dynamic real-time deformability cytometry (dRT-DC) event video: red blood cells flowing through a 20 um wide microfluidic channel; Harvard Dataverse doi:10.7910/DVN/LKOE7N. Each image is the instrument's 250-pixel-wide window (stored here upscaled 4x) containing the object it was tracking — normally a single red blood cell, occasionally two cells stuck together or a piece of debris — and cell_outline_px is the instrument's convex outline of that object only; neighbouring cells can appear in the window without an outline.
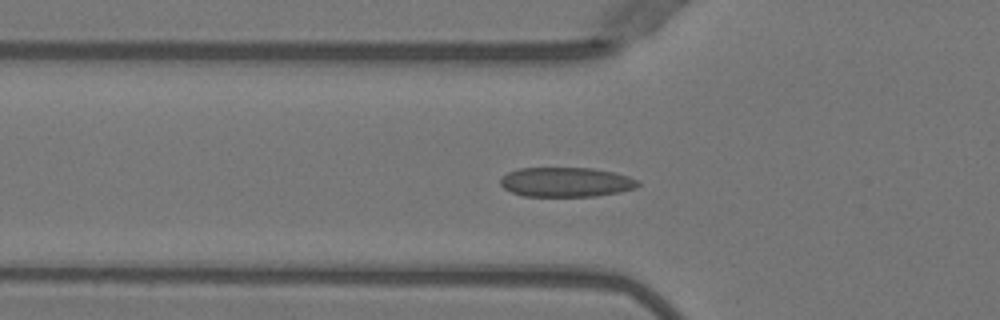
{"species": "Egyptian fruit bat (a non-hibernating species)", "species_latin": "Rousettus aegyptiacus", "temperature_condition": "warm", "stored_images_in_passage": 52, "segment_of_instrument_passage": [1, 2], "camera_frame_rate_fps": 3000, "um_per_image_px": 0.085, "animal": {"sex": "female"}, "frame": {"image": 1, "passage_image": 18, "time_ms": 5.667, "image_size_px": [1000, 320], "cell_outline_px": [[640, 184], [636, 188], [620, 192], [596, 196], [524, 196], [512, 192], [504, 188], [500, 184], [500, 180], [508, 172], [516, 168], [592, 168], [616, 172], [640, 180]], "centroid_in_image_um": [48.15, 15.47], "position_along_channel_um": 77.6, "area_um2": 23.87}}
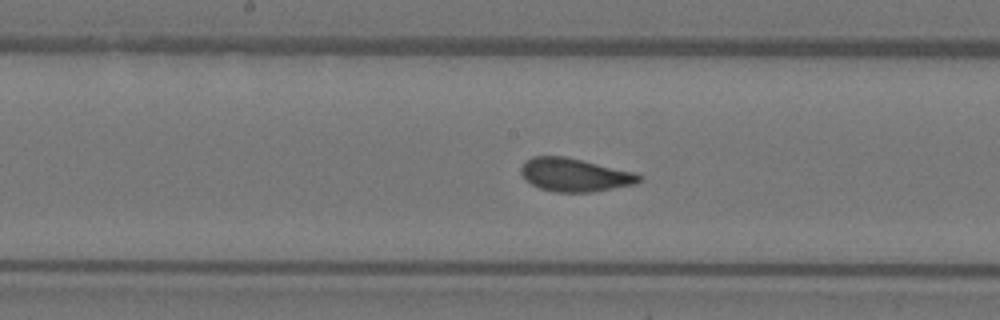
{"frame": {"image": 2, "passage_image": 27, "time_ms": 8.667, "image_size_px": [1000, 320], "cell_outline_px": [[644, 180], [636, 184], [592, 192], [556, 192], [540, 188], [532, 184], [520, 172], [520, 168], [524, 160], [532, 156], [564, 156], [636, 172], [644, 176]], "centroid_in_image_um": [48.9, 14.86], "position_along_channel_um": 199.3, "area_um2": 23.06}}
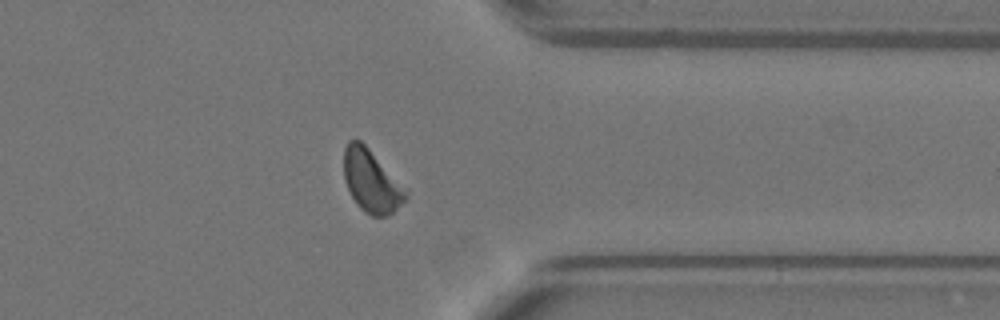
{"frame": {"image": 3, "passage_image": 41, "time_ms": 13.333, "image_size_px": [1000, 320], "cell_outline_px": [[408, 196], [388, 216], [372, 216], [364, 212], [356, 204], [344, 180], [344, 148], [348, 140], [360, 140], [368, 148], [408, 192]], "centroid_in_image_um": [31.53, 15.41], "position_along_channel_um": 379.9, "area_um2": 22.02}}